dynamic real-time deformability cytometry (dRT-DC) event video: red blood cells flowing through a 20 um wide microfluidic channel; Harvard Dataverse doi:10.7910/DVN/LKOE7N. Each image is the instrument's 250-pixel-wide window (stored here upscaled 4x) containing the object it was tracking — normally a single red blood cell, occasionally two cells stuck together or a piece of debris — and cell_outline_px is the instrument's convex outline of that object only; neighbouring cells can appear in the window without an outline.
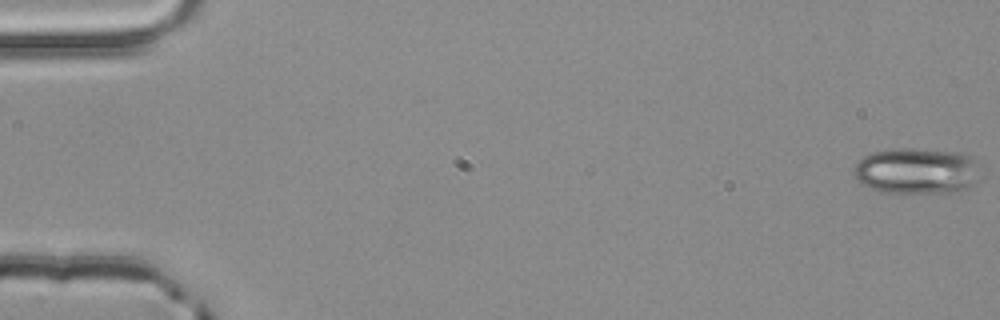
{"species": "common noctule bat (a hibernating species)", "species_latin": "Nyctalus noctula", "temperature_condition": "room temperature", "stored_images_in_passage": 4, "camera_frame_rate_fps": 3000, "um_per_image_px": 0.085, "animal": {"sex": "male", "body_mass_g": 20.4}, "frame": {"image": 1, "passage_image": 1, "time_ms": 0.0, "image_size_px": [1000, 320], "cell_outline_px": [[980, 160], [976, 180], [968, 188], [956, 192], [884, 192], [860, 184], [852, 172], [860, 156], [872, 152], [896, 148], [912, 148], [960, 152], [972, 156]], "centroid_in_image_um": [77.92, 14.5], "position_along_channel_um": 7.1, "area_um2": 34.33}}